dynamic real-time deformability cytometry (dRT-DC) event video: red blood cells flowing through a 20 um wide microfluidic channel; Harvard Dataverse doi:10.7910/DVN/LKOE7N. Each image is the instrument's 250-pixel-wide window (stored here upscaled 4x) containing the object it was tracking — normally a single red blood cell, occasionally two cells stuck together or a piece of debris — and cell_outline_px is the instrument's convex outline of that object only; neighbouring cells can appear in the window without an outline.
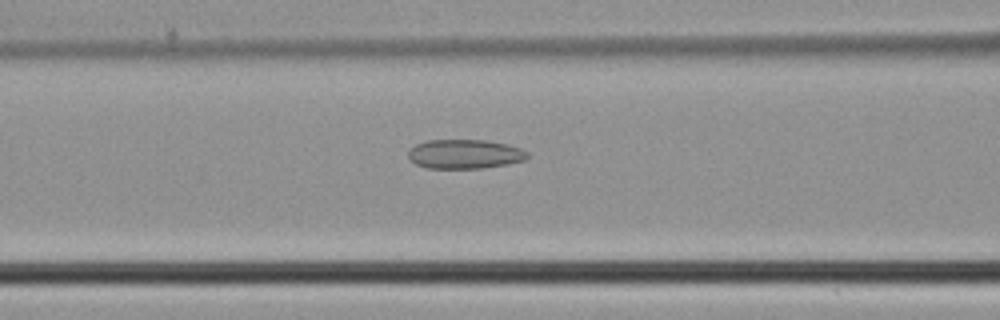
{"species": "common noctule bat (a hibernating species)", "species_latin": "Nyctalus noctula", "temperature_condition": "cold", "stored_images_in_passage": 16, "camera_frame_rate_fps": 3000, "um_per_image_px": 0.085, "animal": {"sex": "male", "body_mass_g": 21.5, "forearm_length_mm": 52.0}, "frame": {"image": 1, "passage_image": 12, "time_ms": 3.667, "image_size_px": [1000, 320], "cell_outline_px": [[528, 156], [524, 160], [508, 164], [480, 168], [428, 168], [416, 164], [408, 160], [408, 152], [416, 144], [428, 140], [484, 140], [508, 144], [520, 148], [528, 152]], "centroid_in_image_um": [39.49, 13.09], "position_along_channel_um": 127.1, "area_um2": 20.29}}
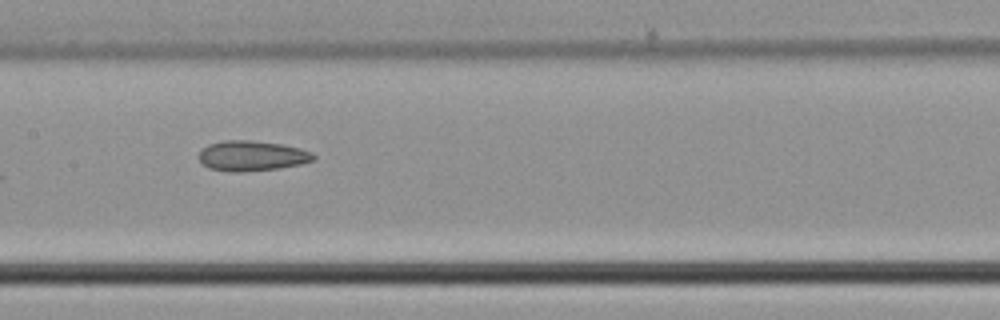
{"frame": {"image": 2, "passage_image": 16, "time_ms": 5.0, "image_size_px": [1000, 320], "cell_outline_px": [[316, 156], [312, 160], [300, 164], [276, 168], [240, 172], [232, 172], [208, 168], [200, 160], [200, 152], [208, 144], [224, 140], [248, 140], [280, 144], [300, 148], [312, 152]], "centroid_in_image_um": [21.4, 13.24], "position_along_channel_um": 186.0, "area_um2": 19.88}}